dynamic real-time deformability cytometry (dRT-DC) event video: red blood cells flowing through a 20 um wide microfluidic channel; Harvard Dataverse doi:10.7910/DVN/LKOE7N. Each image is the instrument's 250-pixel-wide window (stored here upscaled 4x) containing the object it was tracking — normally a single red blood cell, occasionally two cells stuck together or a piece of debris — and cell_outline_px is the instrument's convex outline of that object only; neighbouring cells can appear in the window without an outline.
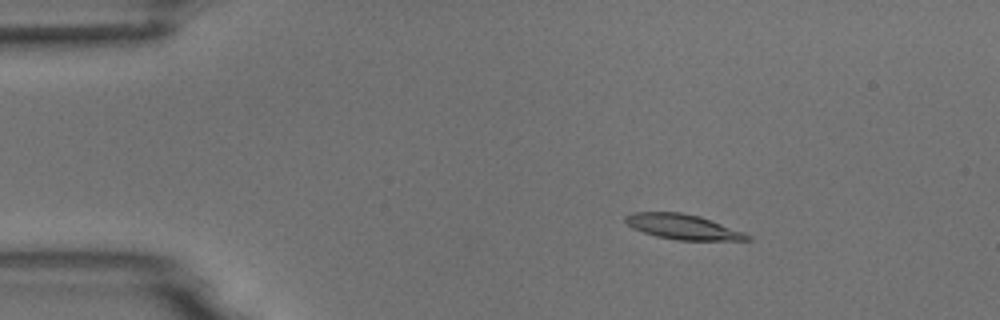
{"species": "common noctule bat (a hibernating species)", "species_latin": "Nyctalus noctula", "temperature_condition": "room temperature", "stored_images_in_passage": 4, "camera_frame_rate_fps": 3000, "um_per_image_px": 0.085, "animal": {"sex": "male", "body_mass_g": 18.8}, "frame": {"image": 1, "passage_image": 2, "time_ms": 2.0, "image_size_px": [1000, 320], "cell_outline_px": [[752, 240], [680, 240], [656, 236], [632, 228], [624, 220], [624, 216], [632, 212], [680, 212], [700, 216], [712, 220], [744, 232], [752, 236]], "centroid_in_image_um": [58.05, 19.27], "position_along_channel_um": 26.9, "area_um2": 17.8}}